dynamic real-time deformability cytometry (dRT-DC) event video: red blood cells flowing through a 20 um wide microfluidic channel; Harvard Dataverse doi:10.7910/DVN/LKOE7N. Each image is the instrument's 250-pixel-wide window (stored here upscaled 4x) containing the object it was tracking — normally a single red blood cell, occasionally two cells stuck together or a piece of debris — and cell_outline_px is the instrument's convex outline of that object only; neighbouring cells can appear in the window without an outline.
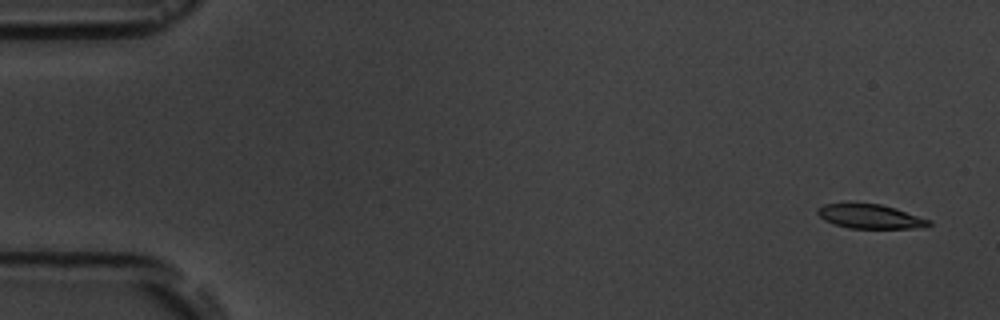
{"species": "common noctule bat (a hibernating species)", "species_latin": "Nyctalus noctula", "temperature_condition": "room temperature", "stored_images_in_passage": 5, "camera_frame_rate_fps": 3000, "um_per_image_px": 0.085, "animal": {"sex": "male", "body_mass_g": 19.5, "forearm_length_mm": 54.6}, "frame": {"image": 1, "passage_image": 1, "time_ms": 0.0, "image_size_px": [1000, 320], "cell_outline_px": [[932, 224], [928, 228], [848, 228], [824, 220], [816, 212], [816, 208], [824, 204], [880, 204], [896, 208], [932, 220]], "centroid_in_image_um": [74.03, 18.41], "position_along_channel_um": 11.0, "area_um2": 15.72}}
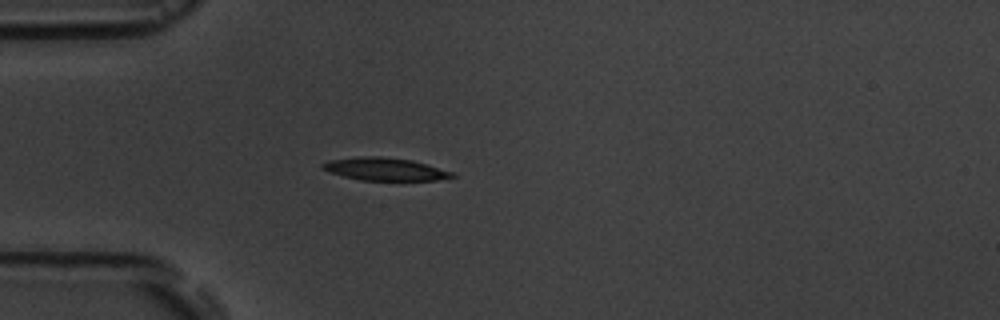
{"frame": {"image": 2, "passage_image": 5, "time_ms": 4.333, "image_size_px": [1000, 320], "cell_outline_px": [[456, 176], [436, 180], [360, 180], [344, 176], [320, 168], [320, 164], [328, 160], [360, 156], [380, 156], [412, 160], [452, 172]], "centroid_in_image_um": [32.67, 14.36], "position_along_channel_um": 52.3, "area_um2": 16.99}}